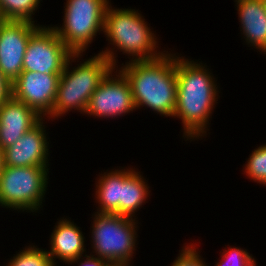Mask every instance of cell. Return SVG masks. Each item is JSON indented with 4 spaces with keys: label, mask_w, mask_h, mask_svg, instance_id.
I'll return each instance as SVG.
<instances>
[{
    "label": "cell",
    "mask_w": 266,
    "mask_h": 266,
    "mask_svg": "<svg viewBox=\"0 0 266 266\" xmlns=\"http://www.w3.org/2000/svg\"><path fill=\"white\" fill-rule=\"evenodd\" d=\"M180 56L176 55L177 103L173 117L181 120L183 138L191 143L207 136L220 89L206 63Z\"/></svg>",
    "instance_id": "1"
},
{
    "label": "cell",
    "mask_w": 266,
    "mask_h": 266,
    "mask_svg": "<svg viewBox=\"0 0 266 266\" xmlns=\"http://www.w3.org/2000/svg\"><path fill=\"white\" fill-rule=\"evenodd\" d=\"M117 69L128 80L136 110L147 107L172 117L177 103L176 53L166 51L153 60L127 61Z\"/></svg>",
    "instance_id": "2"
},
{
    "label": "cell",
    "mask_w": 266,
    "mask_h": 266,
    "mask_svg": "<svg viewBox=\"0 0 266 266\" xmlns=\"http://www.w3.org/2000/svg\"><path fill=\"white\" fill-rule=\"evenodd\" d=\"M138 11L113 8L111 2L106 7L103 34L112 48L107 46L98 54L108 59L115 68L118 67L117 50L128 55L127 61L153 60L166 52L165 49L160 51L158 37L150 29L145 16Z\"/></svg>",
    "instance_id": "3"
},
{
    "label": "cell",
    "mask_w": 266,
    "mask_h": 266,
    "mask_svg": "<svg viewBox=\"0 0 266 266\" xmlns=\"http://www.w3.org/2000/svg\"><path fill=\"white\" fill-rule=\"evenodd\" d=\"M84 53H73L67 60L63 73L60 75L56 99L48 121L65 116L72 110L85 115L89 100L105 79V77L115 68L101 54H95L89 59H84L77 64V67L70 66L79 62ZM54 119V120H53Z\"/></svg>",
    "instance_id": "4"
},
{
    "label": "cell",
    "mask_w": 266,
    "mask_h": 266,
    "mask_svg": "<svg viewBox=\"0 0 266 266\" xmlns=\"http://www.w3.org/2000/svg\"><path fill=\"white\" fill-rule=\"evenodd\" d=\"M92 217L90 242L94 254L90 253L109 264L132 266L133 254L138 248V218L97 212Z\"/></svg>",
    "instance_id": "5"
},
{
    "label": "cell",
    "mask_w": 266,
    "mask_h": 266,
    "mask_svg": "<svg viewBox=\"0 0 266 266\" xmlns=\"http://www.w3.org/2000/svg\"><path fill=\"white\" fill-rule=\"evenodd\" d=\"M49 170L48 167L5 166L0 175V206L37 213L45 201Z\"/></svg>",
    "instance_id": "6"
},
{
    "label": "cell",
    "mask_w": 266,
    "mask_h": 266,
    "mask_svg": "<svg viewBox=\"0 0 266 266\" xmlns=\"http://www.w3.org/2000/svg\"><path fill=\"white\" fill-rule=\"evenodd\" d=\"M109 3V0H66L63 25L51 27L73 53H86L97 33H103Z\"/></svg>",
    "instance_id": "7"
},
{
    "label": "cell",
    "mask_w": 266,
    "mask_h": 266,
    "mask_svg": "<svg viewBox=\"0 0 266 266\" xmlns=\"http://www.w3.org/2000/svg\"><path fill=\"white\" fill-rule=\"evenodd\" d=\"M72 54L51 25H41L28 41L23 58V71L60 76Z\"/></svg>",
    "instance_id": "8"
},
{
    "label": "cell",
    "mask_w": 266,
    "mask_h": 266,
    "mask_svg": "<svg viewBox=\"0 0 266 266\" xmlns=\"http://www.w3.org/2000/svg\"><path fill=\"white\" fill-rule=\"evenodd\" d=\"M134 110L136 111V107L130 84L125 76L114 68L92 94L85 114L95 118L114 119Z\"/></svg>",
    "instance_id": "9"
},
{
    "label": "cell",
    "mask_w": 266,
    "mask_h": 266,
    "mask_svg": "<svg viewBox=\"0 0 266 266\" xmlns=\"http://www.w3.org/2000/svg\"><path fill=\"white\" fill-rule=\"evenodd\" d=\"M40 26L27 21H0V72L11 84L23 71L28 41Z\"/></svg>",
    "instance_id": "10"
},
{
    "label": "cell",
    "mask_w": 266,
    "mask_h": 266,
    "mask_svg": "<svg viewBox=\"0 0 266 266\" xmlns=\"http://www.w3.org/2000/svg\"><path fill=\"white\" fill-rule=\"evenodd\" d=\"M60 76L22 71L12 83V97L33 109L42 118L48 117L56 99Z\"/></svg>",
    "instance_id": "11"
},
{
    "label": "cell",
    "mask_w": 266,
    "mask_h": 266,
    "mask_svg": "<svg viewBox=\"0 0 266 266\" xmlns=\"http://www.w3.org/2000/svg\"><path fill=\"white\" fill-rule=\"evenodd\" d=\"M47 118L21 136L12 146L4 149V165L10 167H49V141L46 134ZM45 121V122H43Z\"/></svg>",
    "instance_id": "12"
},
{
    "label": "cell",
    "mask_w": 266,
    "mask_h": 266,
    "mask_svg": "<svg viewBox=\"0 0 266 266\" xmlns=\"http://www.w3.org/2000/svg\"><path fill=\"white\" fill-rule=\"evenodd\" d=\"M42 119L33 109L12 96L0 105V147L12 146Z\"/></svg>",
    "instance_id": "13"
},
{
    "label": "cell",
    "mask_w": 266,
    "mask_h": 266,
    "mask_svg": "<svg viewBox=\"0 0 266 266\" xmlns=\"http://www.w3.org/2000/svg\"><path fill=\"white\" fill-rule=\"evenodd\" d=\"M57 220L49 240L50 249L46 250L55 266L58 263L56 259L68 264L87 253L86 240L81 228L67 217Z\"/></svg>",
    "instance_id": "14"
},
{
    "label": "cell",
    "mask_w": 266,
    "mask_h": 266,
    "mask_svg": "<svg viewBox=\"0 0 266 266\" xmlns=\"http://www.w3.org/2000/svg\"><path fill=\"white\" fill-rule=\"evenodd\" d=\"M245 44L266 55V8L262 0H234Z\"/></svg>",
    "instance_id": "15"
},
{
    "label": "cell",
    "mask_w": 266,
    "mask_h": 266,
    "mask_svg": "<svg viewBox=\"0 0 266 266\" xmlns=\"http://www.w3.org/2000/svg\"><path fill=\"white\" fill-rule=\"evenodd\" d=\"M137 170L135 167H122L121 215L132 218L146 204L151 192L146 178Z\"/></svg>",
    "instance_id": "16"
},
{
    "label": "cell",
    "mask_w": 266,
    "mask_h": 266,
    "mask_svg": "<svg viewBox=\"0 0 266 266\" xmlns=\"http://www.w3.org/2000/svg\"><path fill=\"white\" fill-rule=\"evenodd\" d=\"M106 170L96 177L95 202L97 213L121 215L122 167Z\"/></svg>",
    "instance_id": "17"
},
{
    "label": "cell",
    "mask_w": 266,
    "mask_h": 266,
    "mask_svg": "<svg viewBox=\"0 0 266 266\" xmlns=\"http://www.w3.org/2000/svg\"><path fill=\"white\" fill-rule=\"evenodd\" d=\"M42 0H0V18L6 21L35 23L34 16ZM33 16V17H32Z\"/></svg>",
    "instance_id": "18"
},
{
    "label": "cell",
    "mask_w": 266,
    "mask_h": 266,
    "mask_svg": "<svg viewBox=\"0 0 266 266\" xmlns=\"http://www.w3.org/2000/svg\"><path fill=\"white\" fill-rule=\"evenodd\" d=\"M6 266H55L45 249L29 244L14 254Z\"/></svg>",
    "instance_id": "19"
},
{
    "label": "cell",
    "mask_w": 266,
    "mask_h": 266,
    "mask_svg": "<svg viewBox=\"0 0 266 266\" xmlns=\"http://www.w3.org/2000/svg\"><path fill=\"white\" fill-rule=\"evenodd\" d=\"M243 165V172L247 178L266 186V143L252 150Z\"/></svg>",
    "instance_id": "20"
},
{
    "label": "cell",
    "mask_w": 266,
    "mask_h": 266,
    "mask_svg": "<svg viewBox=\"0 0 266 266\" xmlns=\"http://www.w3.org/2000/svg\"><path fill=\"white\" fill-rule=\"evenodd\" d=\"M220 251L219 260L215 266H257L256 259L247 249L229 246Z\"/></svg>",
    "instance_id": "21"
},
{
    "label": "cell",
    "mask_w": 266,
    "mask_h": 266,
    "mask_svg": "<svg viewBox=\"0 0 266 266\" xmlns=\"http://www.w3.org/2000/svg\"><path fill=\"white\" fill-rule=\"evenodd\" d=\"M181 247L178 256L175 258L171 266H209L206 264L204 258L201 257L199 248L196 243H184ZM198 249V250H197Z\"/></svg>",
    "instance_id": "22"
},
{
    "label": "cell",
    "mask_w": 266,
    "mask_h": 266,
    "mask_svg": "<svg viewBox=\"0 0 266 266\" xmlns=\"http://www.w3.org/2000/svg\"><path fill=\"white\" fill-rule=\"evenodd\" d=\"M76 263H78L77 264L78 266H109L110 265L106 260L96 257L95 255H92L91 253L82 255L81 257L70 261L68 265L70 264L74 265Z\"/></svg>",
    "instance_id": "23"
},
{
    "label": "cell",
    "mask_w": 266,
    "mask_h": 266,
    "mask_svg": "<svg viewBox=\"0 0 266 266\" xmlns=\"http://www.w3.org/2000/svg\"><path fill=\"white\" fill-rule=\"evenodd\" d=\"M12 84L0 72V105L12 96Z\"/></svg>",
    "instance_id": "24"
},
{
    "label": "cell",
    "mask_w": 266,
    "mask_h": 266,
    "mask_svg": "<svg viewBox=\"0 0 266 266\" xmlns=\"http://www.w3.org/2000/svg\"><path fill=\"white\" fill-rule=\"evenodd\" d=\"M4 167V150L0 147V175L2 174Z\"/></svg>",
    "instance_id": "25"
},
{
    "label": "cell",
    "mask_w": 266,
    "mask_h": 266,
    "mask_svg": "<svg viewBox=\"0 0 266 266\" xmlns=\"http://www.w3.org/2000/svg\"><path fill=\"white\" fill-rule=\"evenodd\" d=\"M109 266H129V265H125V264H110Z\"/></svg>",
    "instance_id": "26"
},
{
    "label": "cell",
    "mask_w": 266,
    "mask_h": 266,
    "mask_svg": "<svg viewBox=\"0 0 266 266\" xmlns=\"http://www.w3.org/2000/svg\"><path fill=\"white\" fill-rule=\"evenodd\" d=\"M262 2L264 3V6L266 8V0H262Z\"/></svg>",
    "instance_id": "27"
}]
</instances>
